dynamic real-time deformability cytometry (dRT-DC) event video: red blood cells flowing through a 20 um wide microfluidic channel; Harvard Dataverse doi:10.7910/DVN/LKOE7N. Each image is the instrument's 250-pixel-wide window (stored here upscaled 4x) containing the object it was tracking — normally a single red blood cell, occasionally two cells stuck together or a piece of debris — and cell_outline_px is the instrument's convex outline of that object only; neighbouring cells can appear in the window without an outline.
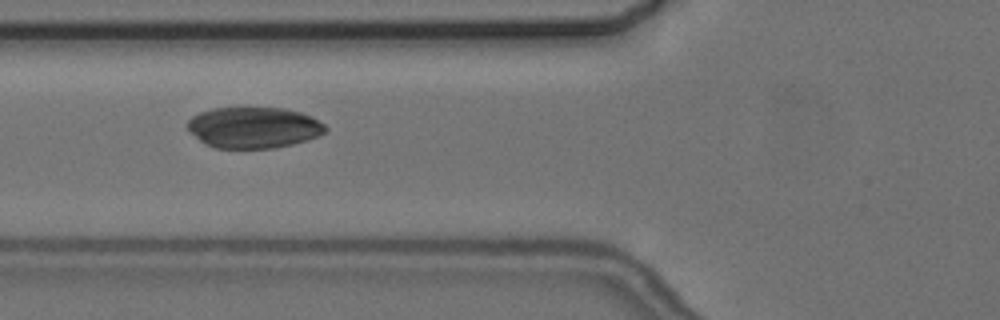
{"species": "common noctule bat (a hibernating species)", "species_latin": "Nyctalus noctula", "temperature_condition": "cold", "stored_images_in_passage": 8, "camera_frame_rate_fps": 3000, "um_per_image_px": 0.085, "animal": {"sex": "female", "body_mass_g": 24.6, "forearm_length_mm": 56.2}, "frame": {"image": 1, "passage_image": 5, "time_ms": 4.667, "image_size_px": [1000, 320], "cell_outline_px": [[328, 128], [324, 132], [308, 140], [292, 144], [272, 148], [216, 148], [204, 144], [188, 132], [188, 120], [192, 116], [200, 112], [212, 108], [244, 104], [284, 108], [300, 112], [312, 116], [324, 124]], "centroid_in_image_um": [21.52, 10.79], "position_along_channel_um": 104.3, "area_um2": 34.16}}
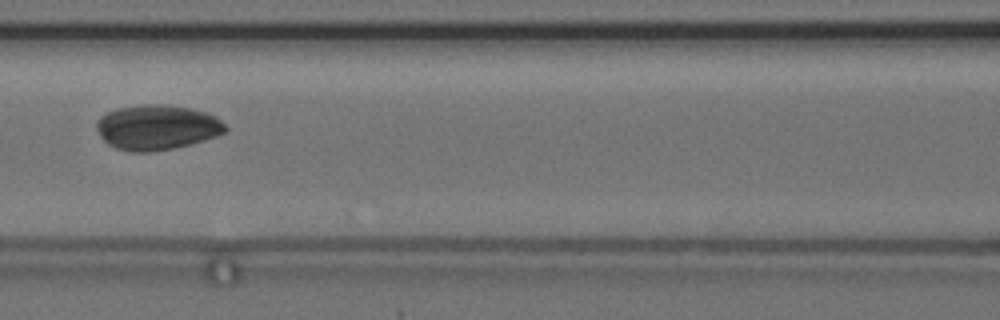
{"frame": {"image": 2, "passage_image": 6, "time_ms": 6.0, "image_size_px": [1000, 320], "cell_outline_px": [[228, 128], [224, 132], [216, 136], [204, 140], [172, 148], [148, 152], [132, 152], [116, 148], [108, 144], [100, 136], [96, 128], [96, 120], [100, 116], [108, 112], [120, 108], [144, 104], [156, 104], [188, 108], [208, 112], [216, 116]], "centroid_in_image_um": [13.33, 10.82], "position_along_channel_um": 153.3, "area_um2": 33.52}}